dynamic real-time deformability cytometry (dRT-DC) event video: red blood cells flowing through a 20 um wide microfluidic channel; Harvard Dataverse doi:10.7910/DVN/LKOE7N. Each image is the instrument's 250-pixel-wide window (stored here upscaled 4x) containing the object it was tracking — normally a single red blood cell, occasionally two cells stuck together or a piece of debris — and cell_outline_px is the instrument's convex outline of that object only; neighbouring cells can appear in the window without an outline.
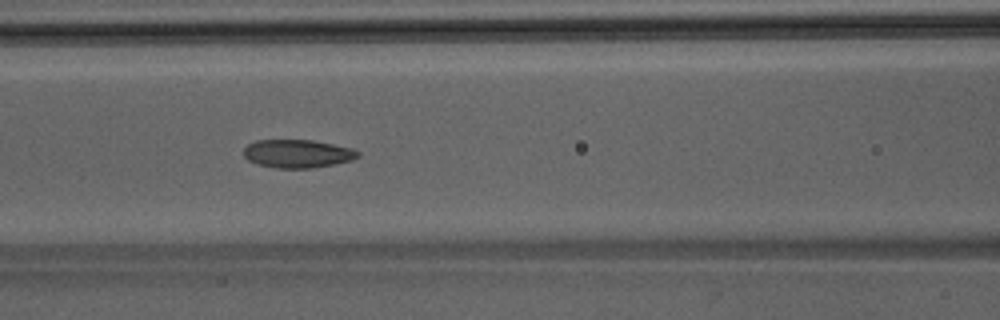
{"species": "Egyptian fruit bat (a non-hibernating species)", "species_latin": "Rousettus aegyptiacus", "temperature_condition": "room temperature", "stored_images_in_passage": 41, "camera_frame_rate_fps": 3000, "um_per_image_px": 0.085, "animal": {"sex": "male"}, "frame": {"image": 1, "passage_image": 14, "time_ms": 4.333, "image_size_px": [1000, 320], "cell_outline_px": [[360, 156], [352, 160], [312, 168], [276, 168], [256, 164], [248, 160], [244, 156], [244, 148], [248, 144], [256, 140], [312, 140], [352, 148], [360, 152]], "centroid_in_image_um": [25.28, 13.06], "position_along_channel_um": 141.3, "area_um2": 18.79}}
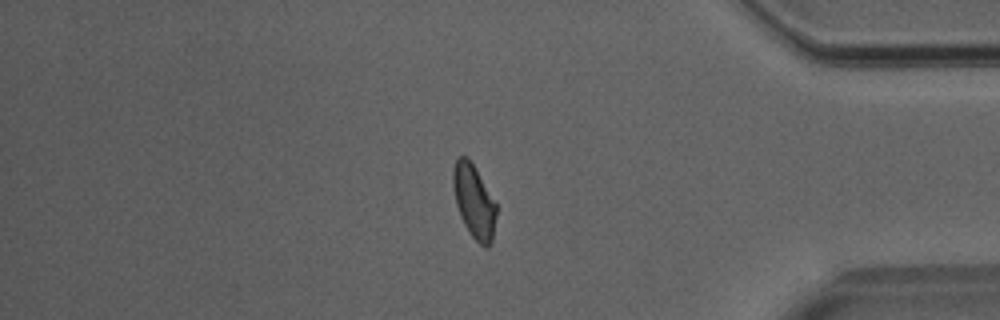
{"frame": {"image": 2, "passage_image": 34, "time_ms": 11.0, "image_size_px": [1000, 320], "cell_outline_px": [[496, 216], [492, 240], [488, 248], [484, 248], [468, 232], [460, 216], [456, 204], [452, 184], [452, 172], [456, 160], [460, 156], [468, 156], [496, 204]], "centroid_in_image_um": [40.27, 17.13], "position_along_channel_um": 394.9, "area_um2": 18.38}}
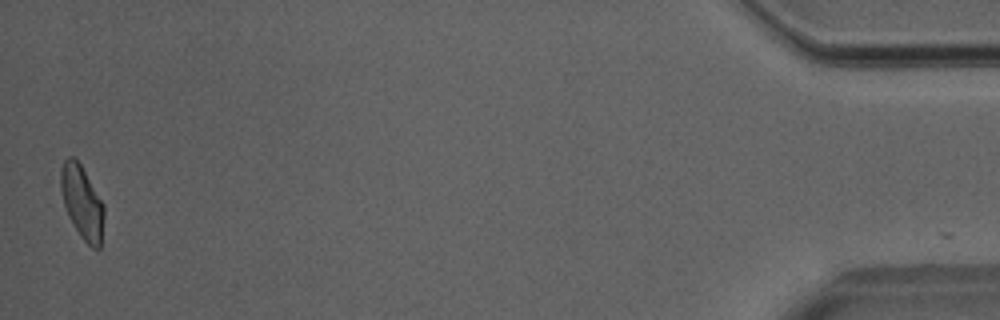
{"frame": {"image": 3, "passage_image": 41, "time_ms": 13.333, "image_size_px": [1000, 320], "cell_outline_px": [[104, 216], [100, 248], [92, 248], [80, 236], [68, 216], [64, 204], [60, 188], [60, 168], [64, 160], [68, 156], [72, 156], [80, 164], [104, 204]], "centroid_in_image_um": [6.96, 17.19], "position_along_channel_um": 428.2, "area_um2": 18.38}}